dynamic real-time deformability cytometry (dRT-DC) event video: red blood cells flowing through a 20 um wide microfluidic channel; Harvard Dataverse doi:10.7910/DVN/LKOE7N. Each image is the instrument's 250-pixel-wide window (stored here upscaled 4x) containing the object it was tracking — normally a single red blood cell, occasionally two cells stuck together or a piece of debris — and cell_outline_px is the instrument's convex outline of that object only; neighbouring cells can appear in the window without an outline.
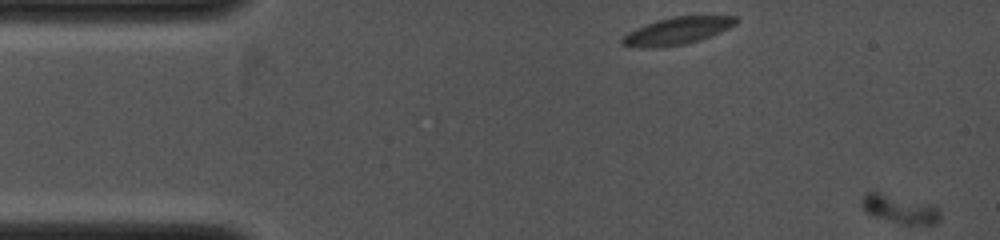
{"species": "common noctule bat (a hibernating species)", "species_latin": "Nyctalus noctula", "temperature_condition": "cold", "stored_images_in_passage": 54, "camera_frame_rate_fps": 4000, "um_per_image_px": 0.085, "animal": {"sex": "female", "body_mass_g": 19.0, "forearm_length_mm": 53.3}, "frame": {"image": 1, "passage_image": 1, "time_ms": 0.0, "image_size_px": [1000, 240], "cell_outline_px": [[940, 220], [936, 224], [900, 224], [872, 216], [864, 212], [864, 196], [868, 192], [880, 192], [936, 204], [940, 212]], "centroid_in_image_um": [76.56, 17.78], "position_along_channel_um": 8.4, "area_um2": 13.18}}
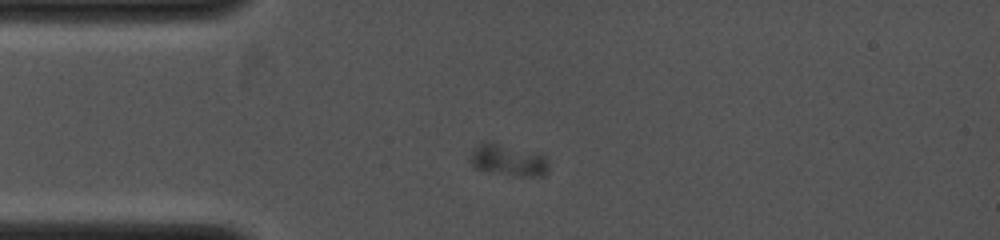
{"frame": {"image": 2, "passage_image": 41, "time_ms": 6.0, "image_size_px": [1000, 240], "cell_outline_px": [[548, 168], [544, 176], [520, 176], [476, 168], [472, 164], [472, 152], [480, 144], [488, 140], [540, 152], [544, 156], [548, 164]], "centroid_in_image_um": [43.28, 13.57], "position_along_channel_um": 41.7, "area_um2": 14.28}}